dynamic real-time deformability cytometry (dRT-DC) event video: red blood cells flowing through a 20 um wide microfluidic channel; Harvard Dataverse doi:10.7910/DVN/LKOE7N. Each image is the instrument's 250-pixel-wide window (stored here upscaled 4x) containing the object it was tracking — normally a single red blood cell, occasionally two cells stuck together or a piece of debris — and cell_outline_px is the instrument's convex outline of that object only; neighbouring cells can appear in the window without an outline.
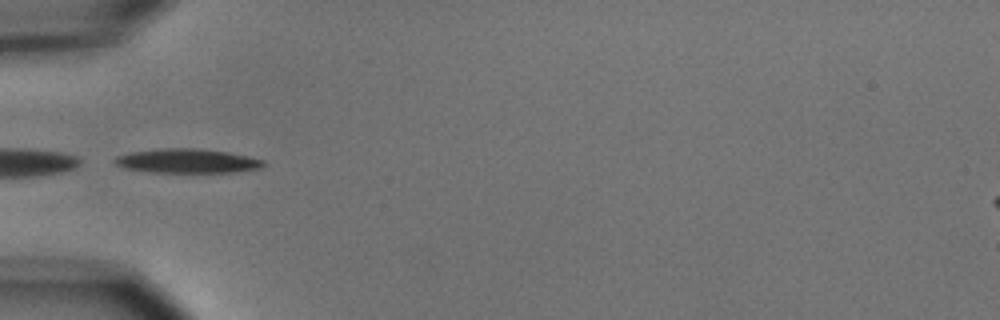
{"species": "common noctule bat (a hibernating species)", "species_latin": "Nyctalus noctula", "temperature_condition": "cold", "stored_images_in_passage": 3, "camera_frame_rate_fps": 3000, "um_per_image_px": 0.085, "animal": {"sex": "male", "body_mass_g": 15.6}, "frame": {"image": 1, "passage_image": 1, "time_ms": 0.0, "image_size_px": [1000, 320], "cell_outline_px": [[268, 164], [264, 168], [236, 172], [152, 172], [124, 168], [116, 164], [112, 160], [116, 156], [132, 152], [160, 148], [200, 148], [228, 152], [248, 156], [264, 160]], "centroid_in_image_um": [15.97, 13.68], "position_along_channel_um": 69.0, "area_um2": 21.21}}
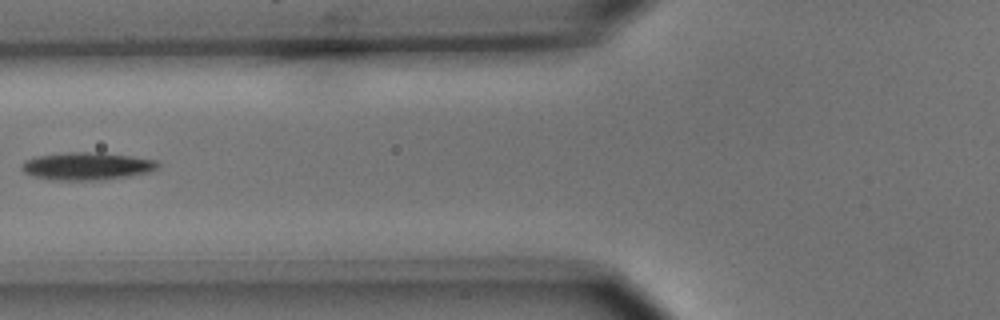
{"frame": {"image": 2, "passage_image": 2, "time_ms": 1.333, "image_size_px": [1000, 320], "cell_outline_px": [[160, 164], [156, 168], [148, 172], [128, 176], [100, 180], [52, 180], [32, 176], [24, 172], [20, 168], [20, 164], [24, 160], [36, 156], [68, 152], [96, 152], [128, 156], [156, 160]], "centroid_in_image_um": [7.31, 14.12], "position_along_channel_um": 118.5, "area_um2": 21.91}}
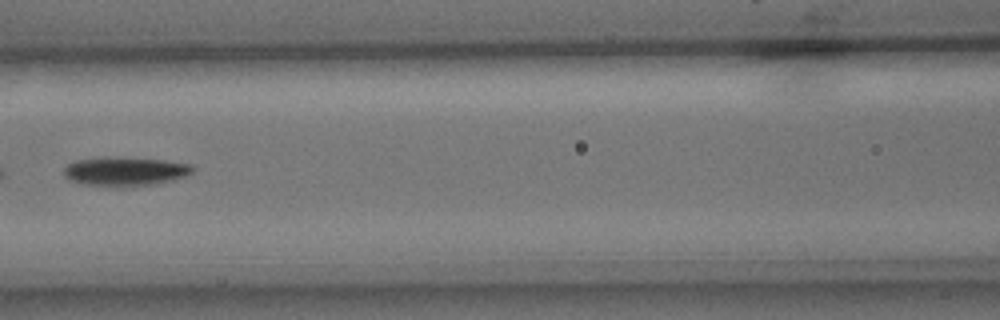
{"frame": {"image": 3, "passage_image": 3, "time_ms": 2.333, "image_size_px": [1000, 320], "cell_outline_px": [[196, 168], [192, 172], [184, 176], [172, 180], [152, 184], [124, 188], [120, 188], [84, 184], [72, 180], [64, 176], [64, 168], [68, 164], [76, 160], [104, 156], [108, 156], [164, 160], [192, 164]], "centroid_in_image_um": [10.63, 14.57], "position_along_channel_um": 156.0, "area_um2": 22.08}}